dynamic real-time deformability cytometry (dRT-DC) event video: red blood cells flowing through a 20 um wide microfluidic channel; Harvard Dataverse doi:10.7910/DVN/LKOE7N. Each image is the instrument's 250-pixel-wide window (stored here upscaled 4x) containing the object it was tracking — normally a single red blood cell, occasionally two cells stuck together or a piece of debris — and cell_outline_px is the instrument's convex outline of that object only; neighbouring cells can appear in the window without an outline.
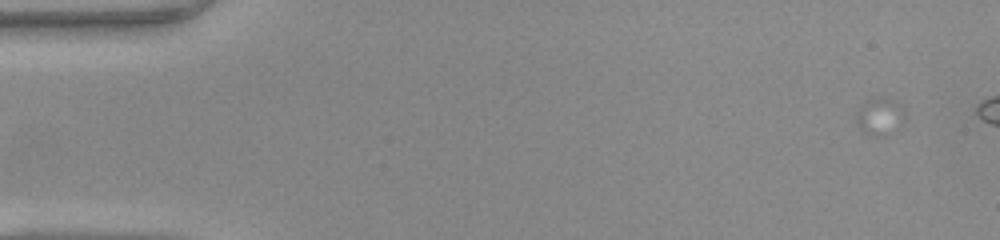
{"species": "common noctule bat (a hibernating species)", "species_latin": "Nyctalus noctula", "temperature_condition": "warm", "stored_images_in_passage": 23, "camera_frame_rate_fps": 3000, "um_per_image_px": 0.085, "animal": {"sex": "female", "body_mass_g": 22.0, "forearm_length_mm": 56.7}, "frame": {"image": 1, "passage_image": 1, "time_ms": 0.0, "image_size_px": [1000, 240], "cell_outline_px": [[904, 120], [884, 136], [868, 136], [856, 124], [856, 112], [872, 96], [896, 100], [900, 104], [904, 112]], "centroid_in_image_um": [74.75, 9.88], "position_along_channel_um": 10.2, "area_um2": 10.4}}